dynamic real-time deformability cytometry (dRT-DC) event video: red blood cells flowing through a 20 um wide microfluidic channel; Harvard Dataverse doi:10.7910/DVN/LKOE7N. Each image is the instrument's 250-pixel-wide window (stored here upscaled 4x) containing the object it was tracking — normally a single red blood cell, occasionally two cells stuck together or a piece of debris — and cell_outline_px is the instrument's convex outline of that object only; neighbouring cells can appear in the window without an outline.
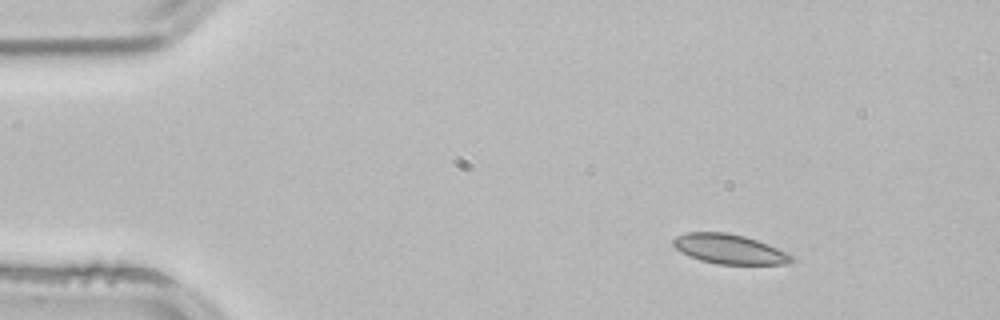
{"species": "common noctule bat (a hibernating species)", "species_latin": "Nyctalus noctula", "temperature_condition": "room temperature", "stored_images_in_passage": 3, "camera_frame_rate_fps": 3000, "um_per_image_px": 0.085, "animal": {"sex": "male", "body_mass_g": 21.5, "forearm_length_mm": 52.0}, "frame": {"image": 1, "passage_image": 3, "time_ms": 0.667, "image_size_px": [1000, 320], "cell_outline_px": [[792, 260], [788, 264], [716, 264], [700, 260], [688, 256], [680, 252], [672, 244], [672, 240], [676, 236], [688, 232], [728, 232], [744, 236], [768, 244], [792, 256]], "centroid_in_image_um": [61.93, 21.17], "position_along_channel_um": 23.1, "area_um2": 20.35}}